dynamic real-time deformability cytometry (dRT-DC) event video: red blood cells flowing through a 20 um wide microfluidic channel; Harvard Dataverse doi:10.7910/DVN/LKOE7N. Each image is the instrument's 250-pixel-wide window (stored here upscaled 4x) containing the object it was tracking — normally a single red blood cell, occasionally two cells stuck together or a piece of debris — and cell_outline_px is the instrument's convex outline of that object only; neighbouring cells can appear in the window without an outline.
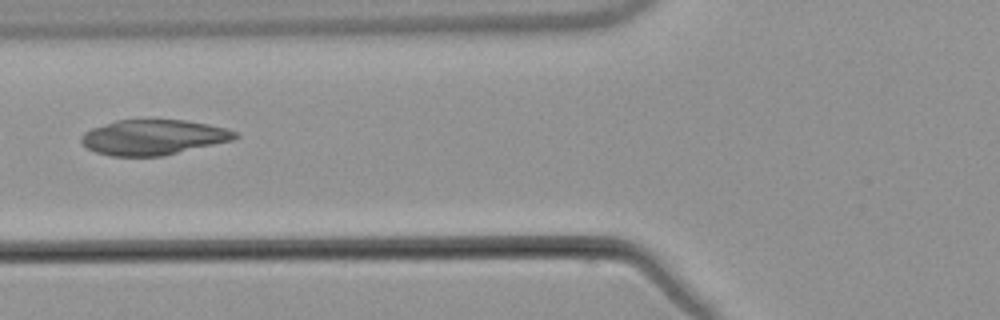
{"species": "common noctule bat (a hibernating species)", "species_latin": "Nyctalus noctula", "temperature_condition": "warm", "stored_images_in_passage": 8, "camera_frame_rate_fps": 3000, "um_per_image_px": 0.085, "animal": {"sex": "male", "body_mass_g": 21.5, "forearm_length_mm": 52.0}, "frame": {"image": 1, "passage_image": 7, "time_ms": 7.333, "image_size_px": [1000, 320], "cell_outline_px": [[240, 136], [232, 140], [160, 156], [112, 156], [96, 152], [88, 148], [80, 140], [80, 136], [84, 132], [92, 128], [116, 120], [184, 120], [208, 124], [228, 128], [236, 132]], "centroid_in_image_um": [13.02, 11.66], "position_along_channel_um": 112.8, "area_um2": 31.27}}
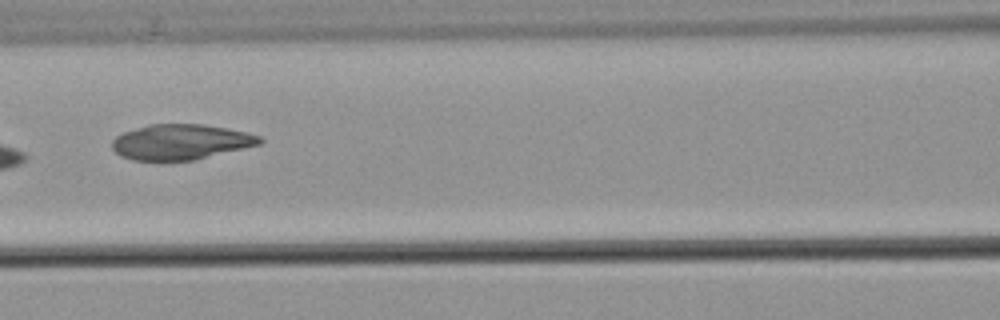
{"frame": {"image": 2, "passage_image": 8, "time_ms": 8.333, "image_size_px": [1000, 320], "cell_outline_px": [[264, 144], [196, 160], [132, 160], [120, 156], [112, 148], [112, 140], [116, 136], [124, 132], [148, 124], [200, 124], [224, 128], [244, 132], [260, 136], [264, 140]], "centroid_in_image_um": [15.39, 12.07], "position_along_channel_um": 151.2, "area_um2": 30.52}}